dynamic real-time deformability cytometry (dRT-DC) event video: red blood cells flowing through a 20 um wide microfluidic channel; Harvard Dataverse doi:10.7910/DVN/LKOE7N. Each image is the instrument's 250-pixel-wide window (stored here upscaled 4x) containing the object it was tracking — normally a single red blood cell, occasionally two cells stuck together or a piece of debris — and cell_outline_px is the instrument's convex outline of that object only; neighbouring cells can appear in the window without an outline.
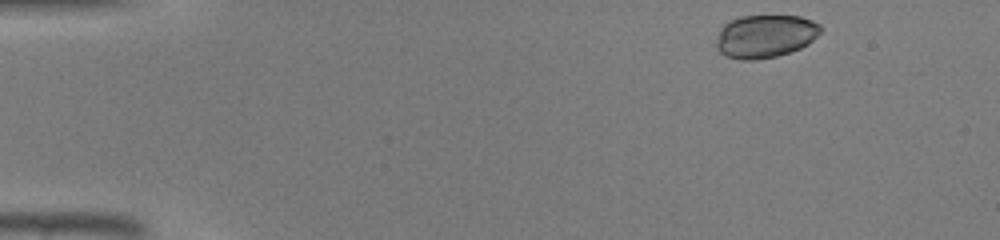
{"species": "common noctule bat (a hibernating species)", "species_latin": "Nyctalus noctula", "temperature_condition": "warm", "stored_images_in_passage": 42, "camera_frame_rate_fps": 3000, "um_per_image_px": 0.085, "animal": {"sex": "male", "body_mass_g": 19.0, "forearm_length_mm": 50.8}, "frame": {"image": 1, "passage_image": 2, "time_ms": 0.333, "image_size_px": [1000, 240], "cell_outline_px": [[820, 32], [808, 44], [800, 48], [776, 56], [756, 60], [740, 60], [724, 56], [716, 48], [716, 40], [720, 28], [724, 24], [740, 16], [800, 16], [812, 20], [820, 24]], "centroid_in_image_um": [65.01, 3.08], "position_along_channel_um": 20.0, "area_um2": 26.18}}
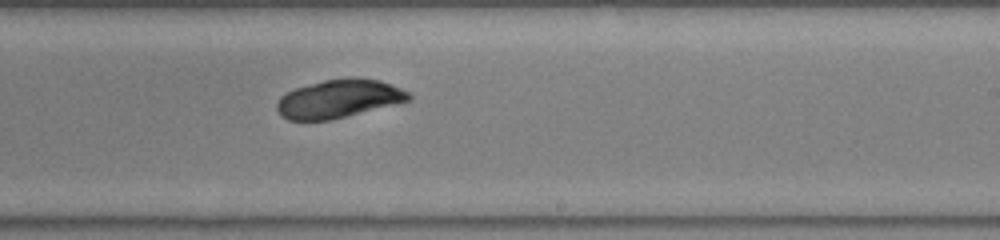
{"frame": {"image": 2, "passage_image": 25, "time_ms": 8.0, "image_size_px": [1000, 240], "cell_outline_px": [[412, 100], [332, 120], [288, 120], [280, 116], [276, 108], [276, 100], [280, 96], [296, 88], [324, 80], [348, 76], [356, 76], [380, 80], [392, 84], [412, 92]], "centroid_in_image_um": [28.84, 8.38], "position_along_channel_um": 260.2, "area_um2": 30.06}}
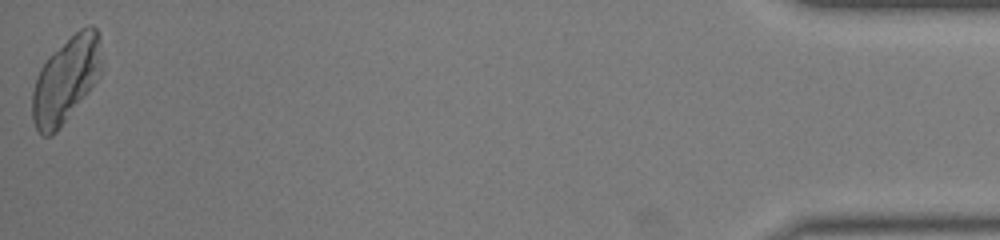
{"frame": {"image": 3, "passage_image": 42, "time_ms": 13.667, "image_size_px": [1000, 240], "cell_outline_px": [[104, 64], [92, 88], [56, 132], [52, 136], [40, 136], [36, 128], [32, 116], [32, 92], [40, 68], [48, 56], [80, 28], [88, 24], [92, 24], [96, 28], [100, 40], [104, 60]], "centroid_in_image_um": [5.63, 6.76], "position_along_channel_um": 429.6, "area_um2": 34.91}}